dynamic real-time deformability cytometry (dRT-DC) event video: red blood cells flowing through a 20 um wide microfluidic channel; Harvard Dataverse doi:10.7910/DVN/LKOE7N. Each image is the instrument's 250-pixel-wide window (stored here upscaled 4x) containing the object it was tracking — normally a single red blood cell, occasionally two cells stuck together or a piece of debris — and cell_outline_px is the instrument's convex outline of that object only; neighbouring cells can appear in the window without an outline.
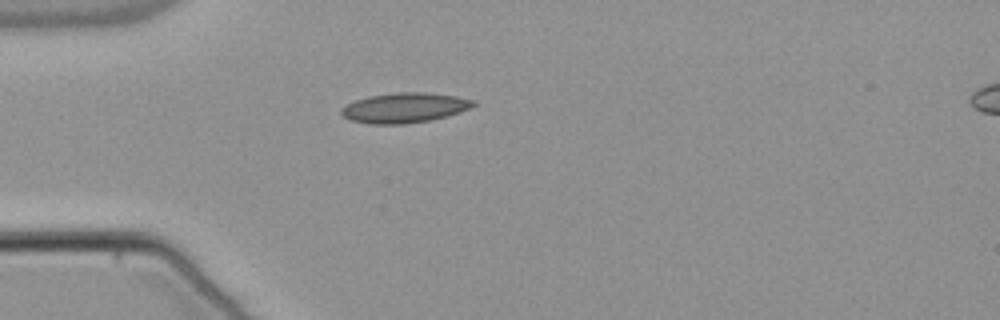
{"species": "common noctule bat (a hibernating species)", "species_latin": "Nyctalus noctula", "temperature_condition": "warm", "stored_images_in_passage": 32, "camera_frame_rate_fps": 3000, "um_per_image_px": 0.085, "animal": {"sex": "male", "body_mass_g": 21.5, "forearm_length_mm": 52.0}, "frame": {"image": 1, "passage_image": 1, "time_ms": 0.0, "image_size_px": [1000, 320], "cell_outline_px": [[476, 104], [468, 108], [432, 120], [404, 124], [368, 124], [352, 120], [344, 116], [340, 112], [340, 108], [356, 100], [368, 96], [396, 92], [424, 92], [456, 96], [476, 100]], "centroid_in_image_um": [34.36, 9.15], "position_along_channel_um": 50.6, "area_um2": 22.89}}
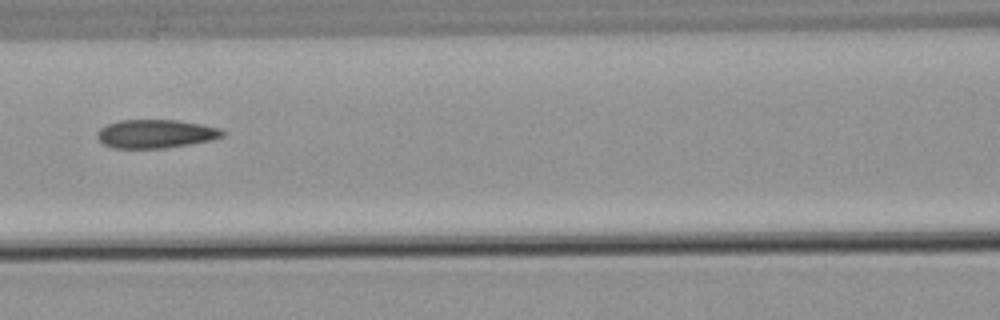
{"frame": {"image": 2, "passage_image": 10, "time_ms": 3.0, "image_size_px": [1000, 320], "cell_outline_px": [[224, 136], [212, 140], [164, 148], [112, 148], [104, 144], [96, 136], [96, 132], [100, 128], [108, 124], [120, 120], [176, 120], [200, 124], [220, 128], [224, 132]], "centroid_in_image_um": [13.22, 11.37], "position_along_channel_um": 153.4, "area_um2": 20.75}}
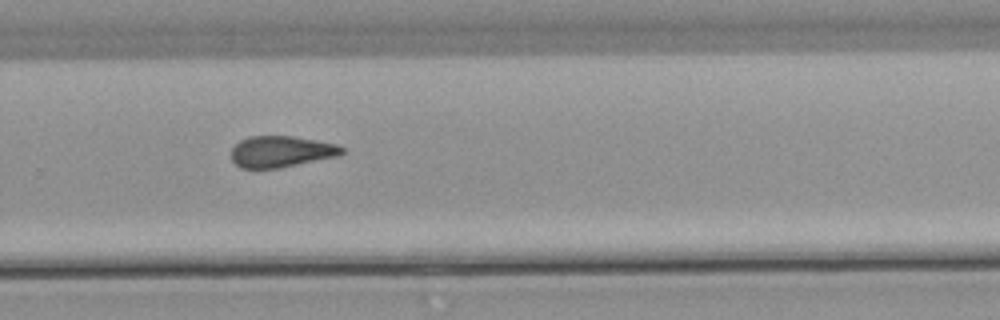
{"frame": {"image": 3, "passage_image": 22, "time_ms": 7.0, "image_size_px": [1000, 320], "cell_outline_px": [[344, 152], [336, 156], [280, 168], [240, 168], [232, 160], [232, 148], [240, 140], [248, 136], [292, 136], [316, 140], [336, 144], [344, 148]], "centroid_in_image_um": [23.88, 12.88], "position_along_channel_um": 305.9, "area_um2": 20.06}, "authors_computed_cell_mechanics": {"area_um2": 21.0392, "velocity_mm_per_s": 3.8286, "shape_relaxation_time_tau1_ms": null, "shape_relaxation_time_tau2_ms": 5.6287, "deformation_change_tau1": null, "deformation_change_tau2": 0.1408}}